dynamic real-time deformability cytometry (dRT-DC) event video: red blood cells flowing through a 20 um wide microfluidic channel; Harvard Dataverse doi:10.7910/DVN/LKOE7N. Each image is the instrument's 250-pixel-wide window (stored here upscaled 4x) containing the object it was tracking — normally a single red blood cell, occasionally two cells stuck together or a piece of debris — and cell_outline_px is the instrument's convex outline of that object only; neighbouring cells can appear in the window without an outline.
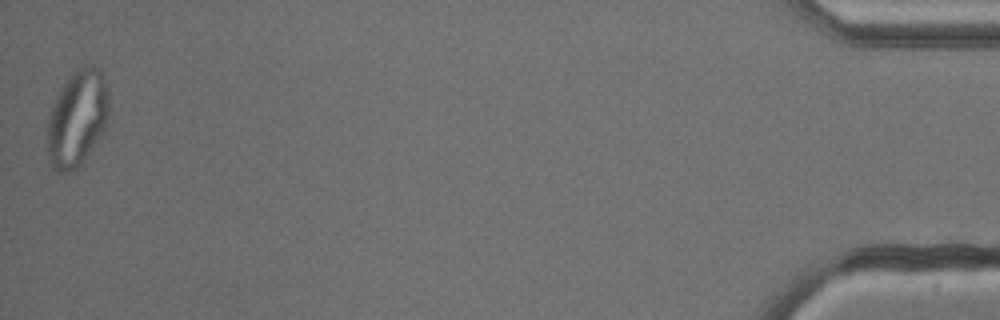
{"species": "common noctule bat (a hibernating species)", "species_latin": "Nyctalus noctula", "temperature_condition": "cold", "stored_images_in_passage": 53, "camera_frame_rate_fps": 3000, "um_per_image_px": 0.085, "animal": {"sex": "male", "body_mass_g": 13.3}, "frame": {"image": 1, "passage_image": 53, "time_ms": 17.333, "image_size_px": [1000, 320], "cell_outline_px": [[108, 124], [80, 164], [76, 168], [68, 172], [52, 172], [48, 164], [44, 148], [44, 128], [48, 116], [56, 96], [60, 88], [72, 72], [76, 68], [84, 64], [92, 64], [100, 68], [104, 72], [108, 92]], "centroid_in_image_um": [6.49, 10.06], "position_along_channel_um": 428.7, "area_um2": 36.01}}